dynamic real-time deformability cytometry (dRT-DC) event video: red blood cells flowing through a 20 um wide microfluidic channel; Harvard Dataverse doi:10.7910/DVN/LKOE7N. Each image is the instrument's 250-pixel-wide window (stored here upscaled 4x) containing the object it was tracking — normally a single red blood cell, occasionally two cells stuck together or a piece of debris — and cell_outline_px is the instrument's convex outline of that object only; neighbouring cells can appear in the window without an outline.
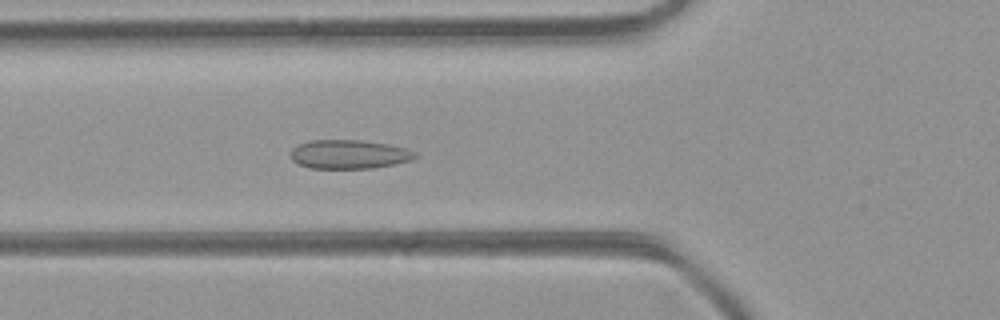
{"species": "common noctule bat (a hibernating species)", "species_latin": "Nyctalus noctula", "temperature_condition": "room temperature", "stored_images_in_passage": 47, "camera_frame_rate_fps": 3000, "um_per_image_px": 0.085, "animal": {"sex": "female", "body_mass_g": 21.9}, "frame": {"image": 1, "passage_image": 17, "time_ms": 5.333, "image_size_px": [1000, 320], "cell_outline_px": [[420, 156], [412, 160], [372, 168], [312, 168], [300, 164], [292, 160], [288, 156], [292, 148], [308, 140], [360, 140], [388, 144], [404, 148], [416, 152]], "centroid_in_image_um": [29.66, 13.11], "position_along_channel_um": 96.1, "area_um2": 20.98}}
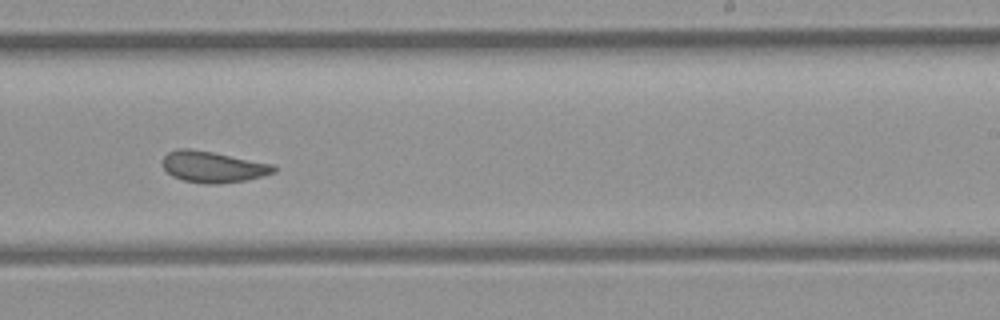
{"frame": {"image": 2, "passage_image": 29, "time_ms": 9.333, "image_size_px": [1000, 320], "cell_outline_px": [[276, 172], [244, 180], [220, 184], [204, 184], [184, 180], [172, 176], [164, 168], [160, 160], [168, 152], [176, 148], [188, 148], [212, 152], [272, 164], [276, 168]], "centroid_in_image_um": [18.04, 14.18], "position_along_channel_um": 271.0, "area_um2": 20.11}}
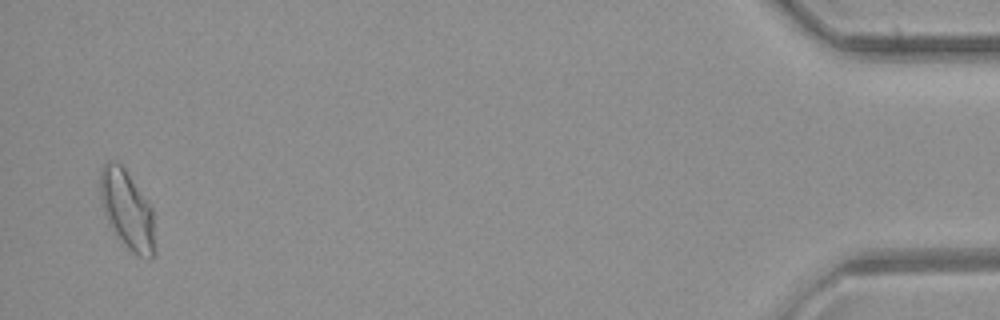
{"frame": {"image": 3, "passage_image": 46, "time_ms": 15.0, "image_size_px": [1000, 320], "cell_outline_px": [[156, 252], [148, 260], [140, 256], [128, 248], [112, 232], [108, 224], [104, 212], [100, 196], [100, 168], [108, 160], [116, 160], [124, 168], [152, 208]], "centroid_in_image_um": [10.79, 17.85], "position_along_channel_um": 424.4, "area_um2": 25.2}, "authors_computed_cell_mechanics": {"area_um2": 21.5594, "velocity_mm_per_s": 4.3646, "shape_relaxation_time_tau1_ms": null, "shape_relaxation_time_tau2_ms": 1.2168, "deformation_change_tau1": null, "deformation_change_tau2": 0.0551}}